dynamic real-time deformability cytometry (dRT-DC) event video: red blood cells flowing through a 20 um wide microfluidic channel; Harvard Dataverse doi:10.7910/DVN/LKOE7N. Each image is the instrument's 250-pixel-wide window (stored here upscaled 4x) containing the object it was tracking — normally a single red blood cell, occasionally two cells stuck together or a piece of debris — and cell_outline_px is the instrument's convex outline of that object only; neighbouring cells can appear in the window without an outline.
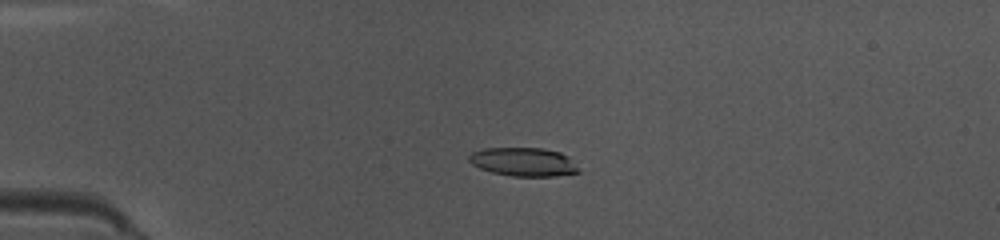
{"species": "common noctule bat (a hibernating species)", "species_latin": "Nyctalus noctula", "temperature_condition": "warm", "stored_images_in_passage": 49, "camera_frame_rate_fps": 3000, "um_per_image_px": 0.085, "animal": {"sex": "female", "body_mass_g": 10.0, "forearm_length_mm": 53.1}, "frame": {"image": 1, "passage_image": 12, "time_ms": 3.667, "image_size_px": [1000, 240], "cell_outline_px": [[580, 172], [556, 176], [512, 176], [492, 172], [480, 168], [472, 164], [468, 160], [468, 156], [472, 152], [484, 148], [544, 148], [560, 152], [568, 156], [580, 168]], "centroid_in_image_um": [44.52, 13.76], "position_along_channel_um": 40.5, "area_um2": 18.38}}
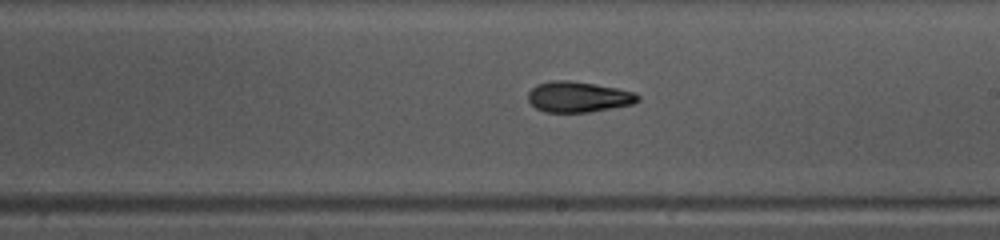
{"frame": {"image": 2, "passage_image": 29, "time_ms": 9.333, "image_size_px": [1000, 240], "cell_outline_px": [[640, 100], [632, 104], [588, 112], [544, 112], [536, 108], [528, 100], [528, 92], [536, 84], [552, 80], [568, 80], [616, 88], [636, 92], [640, 96]], "centroid_in_image_um": [49.14, 8.23], "position_along_channel_um": 239.9, "area_um2": 19.54}}
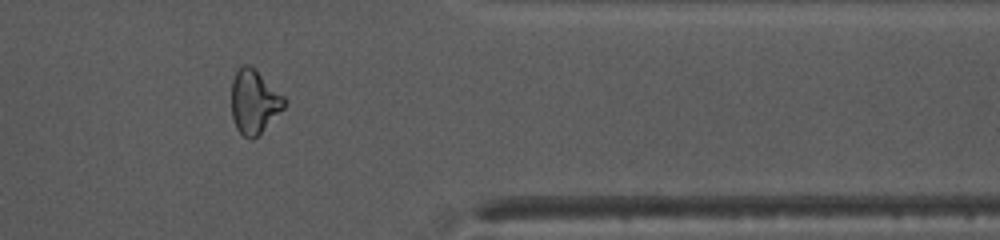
{"frame": {"image": 3, "passage_image": 41, "time_ms": 13.333, "image_size_px": [1000, 240], "cell_outline_px": [[284, 108], [252, 140], [248, 140], [236, 128], [232, 116], [232, 80], [236, 72], [244, 64], [248, 64], [284, 96]], "centroid_in_image_um": [21.57, 8.67], "position_along_channel_um": 389.8, "area_um2": 19.07}, "authors_computed_cell_mechanics": {"area_um2": 19.363, "velocity_mm_per_s": 4.0357, "shape_relaxation_time_tau1_ms": 4.9188, "shape_relaxation_time_tau2_ms": 2.8394, "deformation_change_tau1": 0.1903, "deformation_change_tau2": 0.1083}}